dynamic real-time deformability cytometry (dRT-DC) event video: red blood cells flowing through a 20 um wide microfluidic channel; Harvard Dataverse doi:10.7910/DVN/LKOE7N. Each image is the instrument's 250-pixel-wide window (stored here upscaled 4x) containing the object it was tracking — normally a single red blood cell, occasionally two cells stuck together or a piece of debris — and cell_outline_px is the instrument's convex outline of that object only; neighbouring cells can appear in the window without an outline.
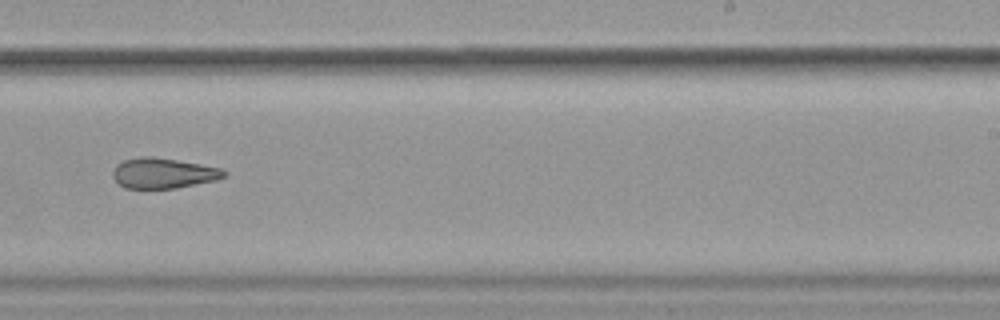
{"species": "common noctule bat (a hibernating species)", "species_latin": "Nyctalus noctula", "temperature_condition": "cold", "stored_images_in_passage": 23, "camera_frame_rate_fps": 3000, "um_per_image_px": 0.085, "animal": {"sex": "female", "body_mass_g": 19.9}, "frame": {"image": 1, "passage_image": 20, "time_ms": 6.333, "image_size_px": [1000, 320], "cell_outline_px": [[228, 172], [224, 176], [216, 180], [176, 188], [124, 188], [112, 176], [112, 172], [116, 164], [124, 160], [140, 156], [152, 156], [200, 164], [220, 168]], "centroid_in_image_um": [13.86, 14.71], "position_along_channel_um": 275.1, "area_um2": 19.59}}